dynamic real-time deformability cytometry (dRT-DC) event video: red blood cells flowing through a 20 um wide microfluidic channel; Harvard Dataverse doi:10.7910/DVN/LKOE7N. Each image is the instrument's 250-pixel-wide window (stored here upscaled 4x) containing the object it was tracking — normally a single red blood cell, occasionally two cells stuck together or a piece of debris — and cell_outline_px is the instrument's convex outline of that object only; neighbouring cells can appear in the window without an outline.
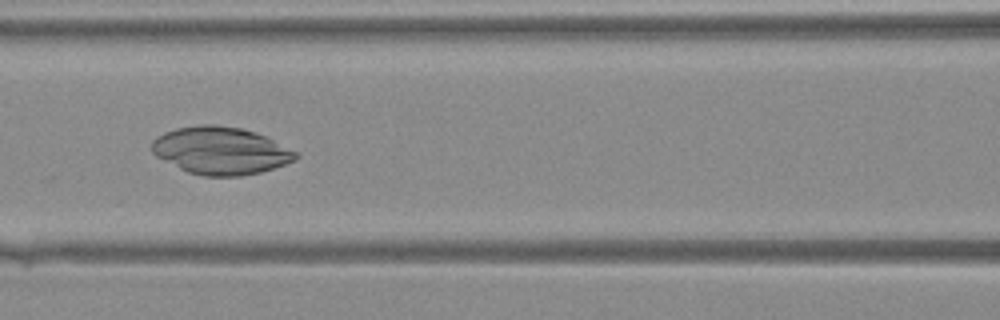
{"species": "Egyptian fruit bat (a non-hibernating species)", "species_latin": "Rousettus aegyptiacus", "temperature_condition": "warm", "stored_images_in_passage": 28, "camera_frame_rate_fps": 3000, "um_per_image_px": 0.085, "animal": {"sex": "female"}, "frame": {"image": 1, "passage_image": 6, "time_ms": 1.667, "image_size_px": [1000, 320], "cell_outline_px": [[300, 156], [296, 160], [260, 172], [240, 176], [204, 176], [188, 172], [156, 156], [152, 152], [152, 140], [156, 136], [164, 132], [176, 128], [200, 124], [216, 124], [244, 128], [264, 136], [300, 152]], "centroid_in_image_um": [18.77, 12.79], "position_along_channel_um": 147.8, "area_um2": 39.94}}
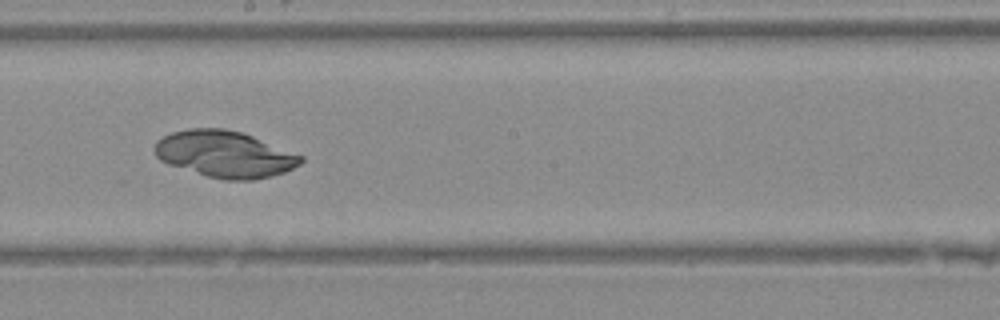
{"frame": {"image": 2, "passage_image": 11, "time_ms": 3.333, "image_size_px": [1000, 320], "cell_outline_px": [[304, 160], [300, 164], [284, 172], [252, 180], [224, 180], [208, 176], [168, 164], [160, 160], [156, 156], [152, 148], [156, 140], [172, 132], [188, 128], [224, 128], [240, 132], [252, 136], [304, 156]], "centroid_in_image_um": [19.07, 13.09], "position_along_channel_um": 229.1, "area_um2": 39.54}}
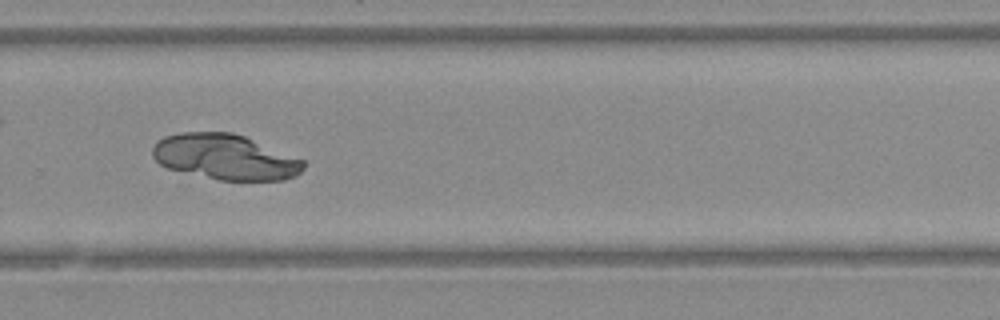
{"frame": {"image": 3, "passage_image": 16, "time_ms": 5.0, "image_size_px": [1000, 320], "cell_outline_px": [[304, 168], [300, 172], [284, 180], [220, 180], [168, 168], [160, 164], [152, 156], [152, 148], [164, 136], [180, 132], [232, 132], [244, 136], [304, 160]], "centroid_in_image_um": [19.13, 13.34], "position_along_channel_um": 310.7, "area_um2": 39.54}}